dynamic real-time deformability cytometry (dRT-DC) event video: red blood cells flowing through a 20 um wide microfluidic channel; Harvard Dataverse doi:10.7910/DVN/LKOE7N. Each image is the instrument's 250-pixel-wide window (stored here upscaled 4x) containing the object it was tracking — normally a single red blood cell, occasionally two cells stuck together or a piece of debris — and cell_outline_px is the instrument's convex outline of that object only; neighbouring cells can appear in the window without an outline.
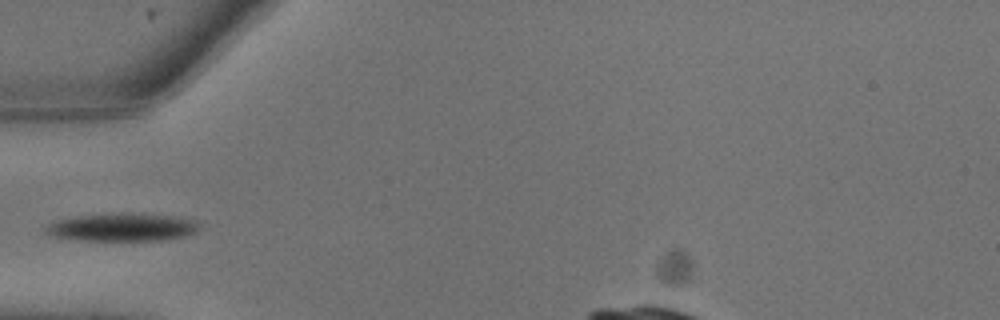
{"species": "common noctule bat (a hibernating species)", "species_latin": "Nyctalus noctula", "temperature_condition": "warm", "stored_images_in_passage": 6, "camera_frame_rate_fps": 3000, "um_per_image_px": 0.085, "animal": {"sex": "male", "body_mass_g": 13.3}, "frame": {"image": 1, "passage_image": 1, "time_ms": 0.0, "image_size_px": [1000, 320], "cell_outline_px": [[200, 228], [196, 232], [188, 236], [168, 240], [76, 240], [52, 236], [44, 232], [44, 228], [48, 224], [56, 220], [76, 216], [112, 212], [136, 212], [172, 216], [196, 220], [200, 224]], "centroid_in_image_um": [10.42, 19.3], "position_along_channel_um": 74.6, "area_um2": 25.72}}
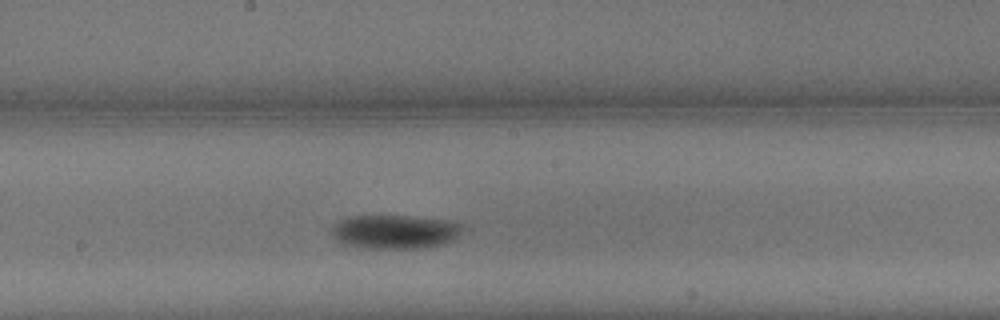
{"frame": {"image": 2, "passage_image": 6, "time_ms": 1.667, "image_size_px": [1000, 320], "cell_outline_px": [[464, 228], [460, 236], [456, 240], [448, 244], [420, 248], [364, 248], [340, 244], [328, 232], [328, 228], [332, 224], [348, 216], [404, 216], [444, 220], [460, 224]], "centroid_in_image_um": [33.51, 19.72], "position_along_channel_um": 214.7, "area_um2": 26.41}}